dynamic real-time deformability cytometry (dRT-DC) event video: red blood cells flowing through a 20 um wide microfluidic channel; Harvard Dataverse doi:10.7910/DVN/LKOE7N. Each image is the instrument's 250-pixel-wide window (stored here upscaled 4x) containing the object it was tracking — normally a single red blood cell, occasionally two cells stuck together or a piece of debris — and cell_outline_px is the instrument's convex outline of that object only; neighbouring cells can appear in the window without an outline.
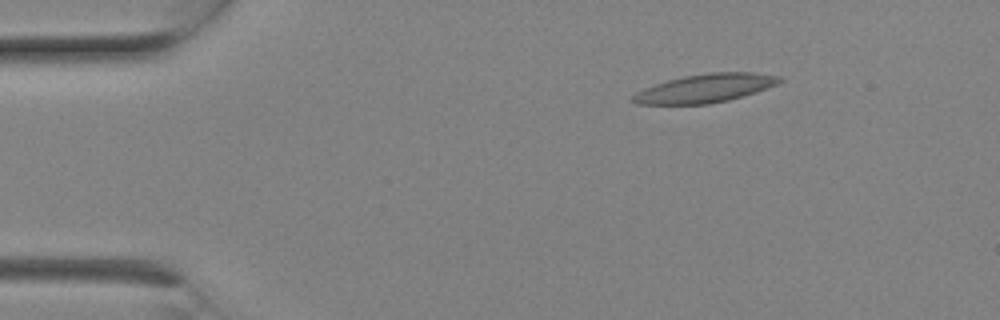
{"species": "Egyptian fruit bat (a non-hibernating species)", "species_latin": "Rousettus aegyptiacus", "temperature_condition": "room temperature", "stored_images_in_passage": 7, "camera_frame_rate_fps": 3000, "um_per_image_px": 0.085, "animal": {"sex": "female"}, "frame": {"image": 1, "passage_image": 4, "time_ms": 1.0, "image_size_px": [1000, 320], "cell_outline_px": [[784, 80], [776, 84], [756, 92], [728, 100], [708, 104], [636, 104], [628, 100], [636, 92], [644, 88], [668, 80], [684, 76], [712, 72], [752, 72], [780, 76]], "centroid_in_image_um": [59.92, 7.5], "position_along_channel_um": 25.1, "area_um2": 24.28}}
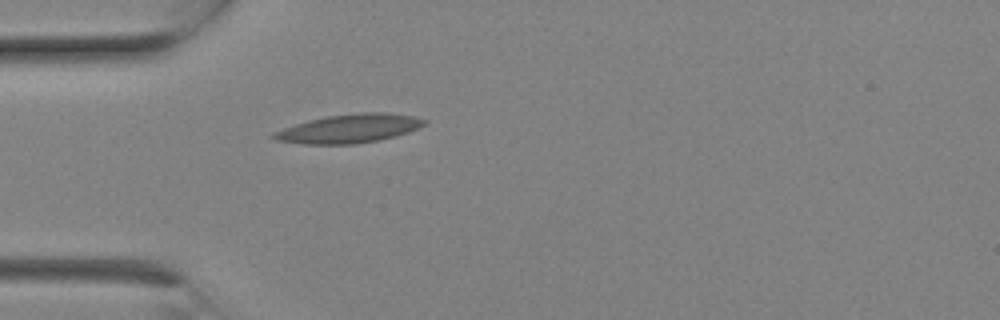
{"frame": {"image": 2, "passage_image": 7, "time_ms": 2.0, "image_size_px": [1000, 320], "cell_outline_px": [[428, 120], [424, 124], [408, 132], [396, 136], [380, 140], [352, 144], [304, 144], [276, 140], [268, 136], [272, 132], [308, 120], [328, 116], [360, 112], [384, 112], [412, 116]], "centroid_in_image_um": [29.65, 10.93], "position_along_channel_um": 55.4, "area_um2": 25.09}}